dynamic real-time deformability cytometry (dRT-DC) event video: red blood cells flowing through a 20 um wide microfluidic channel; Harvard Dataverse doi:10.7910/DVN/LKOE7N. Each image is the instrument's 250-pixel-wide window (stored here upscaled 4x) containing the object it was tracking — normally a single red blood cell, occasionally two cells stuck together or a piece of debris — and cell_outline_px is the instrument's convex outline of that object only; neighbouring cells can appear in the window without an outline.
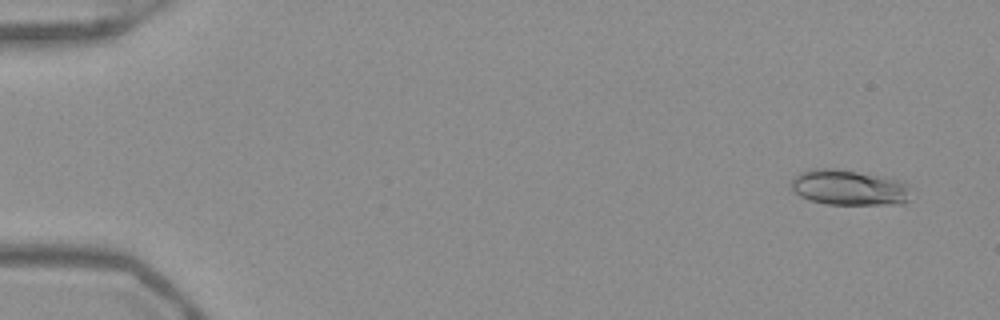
{"species": "Egyptian fruit bat (a non-hibernating species)", "species_latin": "Rousettus aegyptiacus", "temperature_condition": "warm", "stored_images_in_passage": 53, "camera_frame_rate_fps": 3000, "um_per_image_px": 0.085, "frame": {"image": 1, "passage_image": 4, "time_ms": 1.0, "image_size_px": [1000, 320], "cell_outline_px": [[912, 188], [908, 200], [904, 204], [828, 204], [808, 200], [800, 196], [792, 188], [792, 180], [800, 172], [812, 168], [836, 168], [904, 180]], "centroid_in_image_um": [72.23, 15.94], "position_along_channel_um": 12.8, "area_um2": 25.03}}
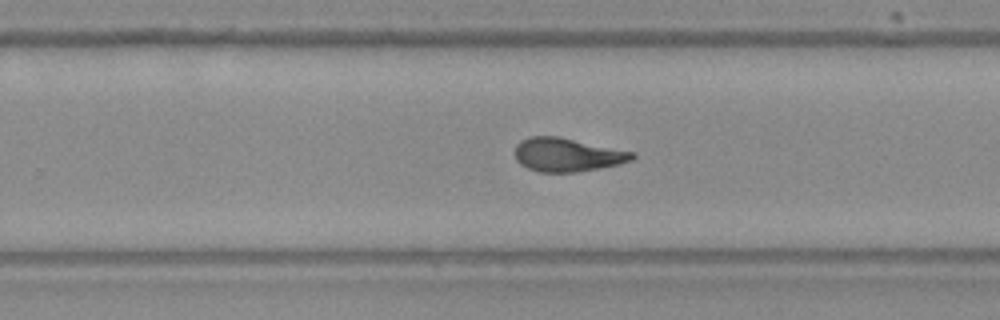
{"frame": {"image": 2, "passage_image": 35, "time_ms": 11.333, "image_size_px": [1000, 320], "cell_outline_px": [[636, 156], [632, 160], [620, 164], [600, 168], [576, 172], [540, 172], [528, 168], [520, 164], [516, 160], [516, 144], [520, 140], [528, 136], [560, 136], [636, 152]], "centroid_in_image_um": [48.24, 13.14], "position_along_channel_um": 281.6, "area_um2": 23.24}}
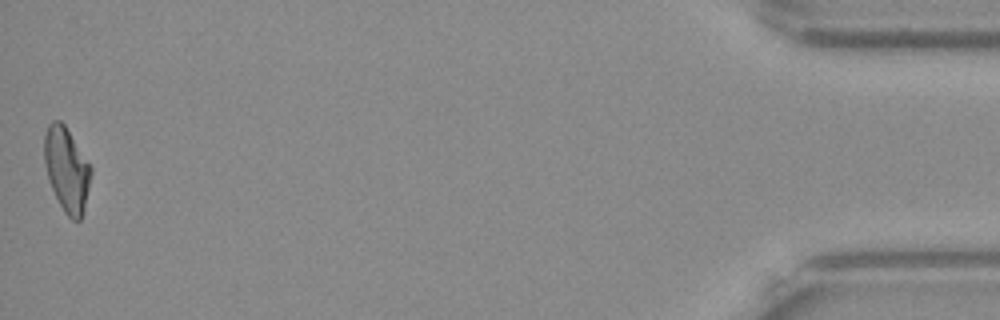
{"frame": {"image": 3, "passage_image": 53, "time_ms": 17.333, "image_size_px": [1000, 320], "cell_outline_px": [[92, 172], [84, 208], [80, 220], [72, 220], [64, 212], [48, 180], [44, 164], [44, 136], [48, 124], [52, 120], [60, 120], [64, 124], [92, 168]], "centroid_in_image_um": [5.65, 14.39], "position_along_channel_um": 429.6, "area_um2": 22.72}, "authors_computed_cell_mechanics": {"area_um2": 23.12, "velocity_mm_per_s": 3.9366, "shape_relaxation_time_tau1_ms": 5.169, "shape_relaxation_time_tau2_ms": 1.4471, "deformation_change_tau1": 0.1777, "deformation_change_tau2": 0.083}}